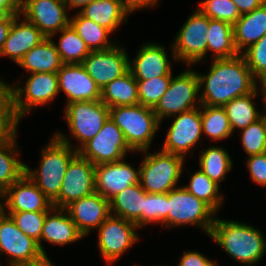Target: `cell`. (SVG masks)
<instances>
[{
  "instance_id": "1",
  "label": "cell",
  "mask_w": 266,
  "mask_h": 266,
  "mask_svg": "<svg viewBox=\"0 0 266 266\" xmlns=\"http://www.w3.org/2000/svg\"><path fill=\"white\" fill-rule=\"evenodd\" d=\"M197 75L201 105L223 107L236 97L252 93L260 84L241 54L229 59H212L208 73L197 72Z\"/></svg>"
},
{
  "instance_id": "2",
  "label": "cell",
  "mask_w": 266,
  "mask_h": 266,
  "mask_svg": "<svg viewBox=\"0 0 266 266\" xmlns=\"http://www.w3.org/2000/svg\"><path fill=\"white\" fill-rule=\"evenodd\" d=\"M211 237L227 255L240 264L255 266L266 251L263 233L252 225L215 217Z\"/></svg>"
},
{
  "instance_id": "3",
  "label": "cell",
  "mask_w": 266,
  "mask_h": 266,
  "mask_svg": "<svg viewBox=\"0 0 266 266\" xmlns=\"http://www.w3.org/2000/svg\"><path fill=\"white\" fill-rule=\"evenodd\" d=\"M55 133L41 151V162L37 170L25 164V175L51 202L59 195L66 170L71 160L78 154L67 135L62 132Z\"/></svg>"
},
{
  "instance_id": "4",
  "label": "cell",
  "mask_w": 266,
  "mask_h": 266,
  "mask_svg": "<svg viewBox=\"0 0 266 266\" xmlns=\"http://www.w3.org/2000/svg\"><path fill=\"white\" fill-rule=\"evenodd\" d=\"M109 118L123 132L127 145L138 153L150 150L161 124L154 110L141 104L111 107Z\"/></svg>"
},
{
  "instance_id": "5",
  "label": "cell",
  "mask_w": 266,
  "mask_h": 266,
  "mask_svg": "<svg viewBox=\"0 0 266 266\" xmlns=\"http://www.w3.org/2000/svg\"><path fill=\"white\" fill-rule=\"evenodd\" d=\"M144 158L139 166V183L147 193L162 194L177 188L183 172V156L164 151H140Z\"/></svg>"
},
{
  "instance_id": "6",
  "label": "cell",
  "mask_w": 266,
  "mask_h": 266,
  "mask_svg": "<svg viewBox=\"0 0 266 266\" xmlns=\"http://www.w3.org/2000/svg\"><path fill=\"white\" fill-rule=\"evenodd\" d=\"M215 214L207 204L182 186L168 192L166 228L193 225L209 236Z\"/></svg>"
},
{
  "instance_id": "7",
  "label": "cell",
  "mask_w": 266,
  "mask_h": 266,
  "mask_svg": "<svg viewBox=\"0 0 266 266\" xmlns=\"http://www.w3.org/2000/svg\"><path fill=\"white\" fill-rule=\"evenodd\" d=\"M199 89L197 71L187 68L175 77L172 75L168 89L153 109L160 123L165 118L175 117L200 106Z\"/></svg>"
},
{
  "instance_id": "8",
  "label": "cell",
  "mask_w": 266,
  "mask_h": 266,
  "mask_svg": "<svg viewBox=\"0 0 266 266\" xmlns=\"http://www.w3.org/2000/svg\"><path fill=\"white\" fill-rule=\"evenodd\" d=\"M209 31V18L198 9L188 17L174 38L171 46L172 58L175 62L182 61L187 64L197 65L207 58V42Z\"/></svg>"
},
{
  "instance_id": "9",
  "label": "cell",
  "mask_w": 266,
  "mask_h": 266,
  "mask_svg": "<svg viewBox=\"0 0 266 266\" xmlns=\"http://www.w3.org/2000/svg\"><path fill=\"white\" fill-rule=\"evenodd\" d=\"M21 82L11 84L14 110L21 120L28 112L38 106L53 101L59 94L57 73H31L24 87Z\"/></svg>"
},
{
  "instance_id": "10",
  "label": "cell",
  "mask_w": 266,
  "mask_h": 266,
  "mask_svg": "<svg viewBox=\"0 0 266 266\" xmlns=\"http://www.w3.org/2000/svg\"><path fill=\"white\" fill-rule=\"evenodd\" d=\"M64 114L71 136L79 142L78 150L101 130L109 108L101 100L74 102L66 105Z\"/></svg>"
},
{
  "instance_id": "11",
  "label": "cell",
  "mask_w": 266,
  "mask_h": 266,
  "mask_svg": "<svg viewBox=\"0 0 266 266\" xmlns=\"http://www.w3.org/2000/svg\"><path fill=\"white\" fill-rule=\"evenodd\" d=\"M10 266H30L46 259L37 241L25 235L9 215L0 218V255Z\"/></svg>"
},
{
  "instance_id": "12",
  "label": "cell",
  "mask_w": 266,
  "mask_h": 266,
  "mask_svg": "<svg viewBox=\"0 0 266 266\" xmlns=\"http://www.w3.org/2000/svg\"><path fill=\"white\" fill-rule=\"evenodd\" d=\"M77 152L96 166L121 161L128 152L134 151L127 145L123 132L108 118L98 134Z\"/></svg>"
},
{
  "instance_id": "13",
  "label": "cell",
  "mask_w": 266,
  "mask_h": 266,
  "mask_svg": "<svg viewBox=\"0 0 266 266\" xmlns=\"http://www.w3.org/2000/svg\"><path fill=\"white\" fill-rule=\"evenodd\" d=\"M137 229L134 222L112 215L97 229L99 252L108 266L139 241Z\"/></svg>"
},
{
  "instance_id": "14",
  "label": "cell",
  "mask_w": 266,
  "mask_h": 266,
  "mask_svg": "<svg viewBox=\"0 0 266 266\" xmlns=\"http://www.w3.org/2000/svg\"><path fill=\"white\" fill-rule=\"evenodd\" d=\"M67 10L64 0H22L20 15L53 40L56 33L70 24Z\"/></svg>"
},
{
  "instance_id": "15",
  "label": "cell",
  "mask_w": 266,
  "mask_h": 266,
  "mask_svg": "<svg viewBox=\"0 0 266 266\" xmlns=\"http://www.w3.org/2000/svg\"><path fill=\"white\" fill-rule=\"evenodd\" d=\"M95 165L77 154L70 162L59 195L52 201L53 207L65 208L67 205L95 192Z\"/></svg>"
},
{
  "instance_id": "16",
  "label": "cell",
  "mask_w": 266,
  "mask_h": 266,
  "mask_svg": "<svg viewBox=\"0 0 266 266\" xmlns=\"http://www.w3.org/2000/svg\"><path fill=\"white\" fill-rule=\"evenodd\" d=\"M166 134L161 150L186 158L203 135L200 106L178 114Z\"/></svg>"
},
{
  "instance_id": "17",
  "label": "cell",
  "mask_w": 266,
  "mask_h": 266,
  "mask_svg": "<svg viewBox=\"0 0 266 266\" xmlns=\"http://www.w3.org/2000/svg\"><path fill=\"white\" fill-rule=\"evenodd\" d=\"M81 64L102 90L108 83L129 71V56L125 48L116 44L107 50L91 51Z\"/></svg>"
},
{
  "instance_id": "18",
  "label": "cell",
  "mask_w": 266,
  "mask_h": 266,
  "mask_svg": "<svg viewBox=\"0 0 266 266\" xmlns=\"http://www.w3.org/2000/svg\"><path fill=\"white\" fill-rule=\"evenodd\" d=\"M140 169L123 160L95 166V192L110 200L127 187L139 183Z\"/></svg>"
},
{
  "instance_id": "19",
  "label": "cell",
  "mask_w": 266,
  "mask_h": 266,
  "mask_svg": "<svg viewBox=\"0 0 266 266\" xmlns=\"http://www.w3.org/2000/svg\"><path fill=\"white\" fill-rule=\"evenodd\" d=\"M59 93L64 92L66 104L82 101H97L101 90L81 63L63 64L57 72Z\"/></svg>"
},
{
  "instance_id": "20",
  "label": "cell",
  "mask_w": 266,
  "mask_h": 266,
  "mask_svg": "<svg viewBox=\"0 0 266 266\" xmlns=\"http://www.w3.org/2000/svg\"><path fill=\"white\" fill-rule=\"evenodd\" d=\"M64 209L84 237H87L91 230L98 229L111 215L109 200L96 192L73 201Z\"/></svg>"
},
{
  "instance_id": "21",
  "label": "cell",
  "mask_w": 266,
  "mask_h": 266,
  "mask_svg": "<svg viewBox=\"0 0 266 266\" xmlns=\"http://www.w3.org/2000/svg\"><path fill=\"white\" fill-rule=\"evenodd\" d=\"M168 51L159 43H144L134 59L129 60V71L137 81L150 80L159 76H172Z\"/></svg>"
},
{
  "instance_id": "22",
  "label": "cell",
  "mask_w": 266,
  "mask_h": 266,
  "mask_svg": "<svg viewBox=\"0 0 266 266\" xmlns=\"http://www.w3.org/2000/svg\"><path fill=\"white\" fill-rule=\"evenodd\" d=\"M7 212H48L52 202L25 174L6 190Z\"/></svg>"
},
{
  "instance_id": "23",
  "label": "cell",
  "mask_w": 266,
  "mask_h": 266,
  "mask_svg": "<svg viewBox=\"0 0 266 266\" xmlns=\"http://www.w3.org/2000/svg\"><path fill=\"white\" fill-rule=\"evenodd\" d=\"M83 238L84 236L77 230L75 223L64 208L52 207L47 212L40 239V249L46 258L49 257L42 245L43 241L64 246Z\"/></svg>"
},
{
  "instance_id": "24",
  "label": "cell",
  "mask_w": 266,
  "mask_h": 266,
  "mask_svg": "<svg viewBox=\"0 0 266 266\" xmlns=\"http://www.w3.org/2000/svg\"><path fill=\"white\" fill-rule=\"evenodd\" d=\"M20 19V14L14 19L10 28L9 35L3 44L0 56H7L16 64L23 56L33 47L38 45L46 38L35 25L23 17Z\"/></svg>"
},
{
  "instance_id": "25",
  "label": "cell",
  "mask_w": 266,
  "mask_h": 266,
  "mask_svg": "<svg viewBox=\"0 0 266 266\" xmlns=\"http://www.w3.org/2000/svg\"><path fill=\"white\" fill-rule=\"evenodd\" d=\"M147 192L140 183L131 185L109 200L112 216L134 222L144 227V198Z\"/></svg>"
},
{
  "instance_id": "26",
  "label": "cell",
  "mask_w": 266,
  "mask_h": 266,
  "mask_svg": "<svg viewBox=\"0 0 266 266\" xmlns=\"http://www.w3.org/2000/svg\"><path fill=\"white\" fill-rule=\"evenodd\" d=\"M265 34L266 4H262L249 13L242 14L233 24L234 44L239 54L259 41Z\"/></svg>"
},
{
  "instance_id": "27",
  "label": "cell",
  "mask_w": 266,
  "mask_h": 266,
  "mask_svg": "<svg viewBox=\"0 0 266 266\" xmlns=\"http://www.w3.org/2000/svg\"><path fill=\"white\" fill-rule=\"evenodd\" d=\"M63 64L55 41L44 38L28 51L17 65L30 73H57Z\"/></svg>"
},
{
  "instance_id": "28",
  "label": "cell",
  "mask_w": 266,
  "mask_h": 266,
  "mask_svg": "<svg viewBox=\"0 0 266 266\" xmlns=\"http://www.w3.org/2000/svg\"><path fill=\"white\" fill-rule=\"evenodd\" d=\"M78 13L89 20L94 21L112 33L127 22L128 13L122 8L119 0H93L83 7Z\"/></svg>"
},
{
  "instance_id": "29",
  "label": "cell",
  "mask_w": 266,
  "mask_h": 266,
  "mask_svg": "<svg viewBox=\"0 0 266 266\" xmlns=\"http://www.w3.org/2000/svg\"><path fill=\"white\" fill-rule=\"evenodd\" d=\"M100 100L108 108L139 104L137 80L128 71L101 90Z\"/></svg>"
},
{
  "instance_id": "30",
  "label": "cell",
  "mask_w": 266,
  "mask_h": 266,
  "mask_svg": "<svg viewBox=\"0 0 266 266\" xmlns=\"http://www.w3.org/2000/svg\"><path fill=\"white\" fill-rule=\"evenodd\" d=\"M259 90L262 92L261 87H257L252 93L236 97L223 106L233 132L246 128L265 114L257 110L253 101L259 95Z\"/></svg>"
},
{
  "instance_id": "31",
  "label": "cell",
  "mask_w": 266,
  "mask_h": 266,
  "mask_svg": "<svg viewBox=\"0 0 266 266\" xmlns=\"http://www.w3.org/2000/svg\"><path fill=\"white\" fill-rule=\"evenodd\" d=\"M212 59H229L239 55L234 44L233 25L220 20L209 19L207 53Z\"/></svg>"
},
{
  "instance_id": "32",
  "label": "cell",
  "mask_w": 266,
  "mask_h": 266,
  "mask_svg": "<svg viewBox=\"0 0 266 266\" xmlns=\"http://www.w3.org/2000/svg\"><path fill=\"white\" fill-rule=\"evenodd\" d=\"M69 25L78 33L90 51L107 50L117 44L109 40V35L112 34L110 30L82 17L79 13H76L72 18L70 16Z\"/></svg>"
},
{
  "instance_id": "33",
  "label": "cell",
  "mask_w": 266,
  "mask_h": 266,
  "mask_svg": "<svg viewBox=\"0 0 266 266\" xmlns=\"http://www.w3.org/2000/svg\"><path fill=\"white\" fill-rule=\"evenodd\" d=\"M17 136L0 140V188L7 189L25 174V163L17 158Z\"/></svg>"
},
{
  "instance_id": "34",
  "label": "cell",
  "mask_w": 266,
  "mask_h": 266,
  "mask_svg": "<svg viewBox=\"0 0 266 266\" xmlns=\"http://www.w3.org/2000/svg\"><path fill=\"white\" fill-rule=\"evenodd\" d=\"M201 151L199 156L200 169L219 185L233 167L232 158L228 151L220 146H210Z\"/></svg>"
},
{
  "instance_id": "35",
  "label": "cell",
  "mask_w": 266,
  "mask_h": 266,
  "mask_svg": "<svg viewBox=\"0 0 266 266\" xmlns=\"http://www.w3.org/2000/svg\"><path fill=\"white\" fill-rule=\"evenodd\" d=\"M188 192L207 204L216 214L224 202V195L220 193V185L212 181L201 169L194 172L189 184L182 186Z\"/></svg>"
},
{
  "instance_id": "36",
  "label": "cell",
  "mask_w": 266,
  "mask_h": 266,
  "mask_svg": "<svg viewBox=\"0 0 266 266\" xmlns=\"http://www.w3.org/2000/svg\"><path fill=\"white\" fill-rule=\"evenodd\" d=\"M200 111L203 135L215 142L232 136L233 130L223 107L200 105Z\"/></svg>"
},
{
  "instance_id": "37",
  "label": "cell",
  "mask_w": 266,
  "mask_h": 266,
  "mask_svg": "<svg viewBox=\"0 0 266 266\" xmlns=\"http://www.w3.org/2000/svg\"><path fill=\"white\" fill-rule=\"evenodd\" d=\"M59 42L55 47L64 64H78L91 52L86 43L80 38L78 33L69 25L58 32Z\"/></svg>"
},
{
  "instance_id": "38",
  "label": "cell",
  "mask_w": 266,
  "mask_h": 266,
  "mask_svg": "<svg viewBox=\"0 0 266 266\" xmlns=\"http://www.w3.org/2000/svg\"><path fill=\"white\" fill-rule=\"evenodd\" d=\"M19 122L14 110L11 85L0 80V140L14 139Z\"/></svg>"
},
{
  "instance_id": "39",
  "label": "cell",
  "mask_w": 266,
  "mask_h": 266,
  "mask_svg": "<svg viewBox=\"0 0 266 266\" xmlns=\"http://www.w3.org/2000/svg\"><path fill=\"white\" fill-rule=\"evenodd\" d=\"M241 131L240 140L248 156L266 153V112Z\"/></svg>"
},
{
  "instance_id": "40",
  "label": "cell",
  "mask_w": 266,
  "mask_h": 266,
  "mask_svg": "<svg viewBox=\"0 0 266 266\" xmlns=\"http://www.w3.org/2000/svg\"><path fill=\"white\" fill-rule=\"evenodd\" d=\"M197 9L209 19L225 21L232 25L241 17L232 0H203Z\"/></svg>"
},
{
  "instance_id": "41",
  "label": "cell",
  "mask_w": 266,
  "mask_h": 266,
  "mask_svg": "<svg viewBox=\"0 0 266 266\" xmlns=\"http://www.w3.org/2000/svg\"><path fill=\"white\" fill-rule=\"evenodd\" d=\"M172 76H159L150 80L137 81L139 104L154 109L168 89Z\"/></svg>"
},
{
  "instance_id": "42",
  "label": "cell",
  "mask_w": 266,
  "mask_h": 266,
  "mask_svg": "<svg viewBox=\"0 0 266 266\" xmlns=\"http://www.w3.org/2000/svg\"><path fill=\"white\" fill-rule=\"evenodd\" d=\"M47 212H7L17 227L27 236L38 242Z\"/></svg>"
},
{
  "instance_id": "43",
  "label": "cell",
  "mask_w": 266,
  "mask_h": 266,
  "mask_svg": "<svg viewBox=\"0 0 266 266\" xmlns=\"http://www.w3.org/2000/svg\"><path fill=\"white\" fill-rule=\"evenodd\" d=\"M241 55L246 60L254 78L262 82L266 78V34L245 49Z\"/></svg>"
},
{
  "instance_id": "44",
  "label": "cell",
  "mask_w": 266,
  "mask_h": 266,
  "mask_svg": "<svg viewBox=\"0 0 266 266\" xmlns=\"http://www.w3.org/2000/svg\"><path fill=\"white\" fill-rule=\"evenodd\" d=\"M168 193H147L144 198V227L151 223H161L165 226L167 217Z\"/></svg>"
},
{
  "instance_id": "45",
  "label": "cell",
  "mask_w": 266,
  "mask_h": 266,
  "mask_svg": "<svg viewBox=\"0 0 266 266\" xmlns=\"http://www.w3.org/2000/svg\"><path fill=\"white\" fill-rule=\"evenodd\" d=\"M245 163L253 182L266 187V153L248 156Z\"/></svg>"
},
{
  "instance_id": "46",
  "label": "cell",
  "mask_w": 266,
  "mask_h": 266,
  "mask_svg": "<svg viewBox=\"0 0 266 266\" xmlns=\"http://www.w3.org/2000/svg\"><path fill=\"white\" fill-rule=\"evenodd\" d=\"M177 266H218L216 261L208 259L205 255L198 251H185L180 257Z\"/></svg>"
},
{
  "instance_id": "47",
  "label": "cell",
  "mask_w": 266,
  "mask_h": 266,
  "mask_svg": "<svg viewBox=\"0 0 266 266\" xmlns=\"http://www.w3.org/2000/svg\"><path fill=\"white\" fill-rule=\"evenodd\" d=\"M122 8L130 15L132 12L140 9H148L159 5L160 0H119Z\"/></svg>"
},
{
  "instance_id": "48",
  "label": "cell",
  "mask_w": 266,
  "mask_h": 266,
  "mask_svg": "<svg viewBox=\"0 0 266 266\" xmlns=\"http://www.w3.org/2000/svg\"><path fill=\"white\" fill-rule=\"evenodd\" d=\"M21 7L22 0H0V16L19 15Z\"/></svg>"
},
{
  "instance_id": "49",
  "label": "cell",
  "mask_w": 266,
  "mask_h": 266,
  "mask_svg": "<svg viewBox=\"0 0 266 266\" xmlns=\"http://www.w3.org/2000/svg\"><path fill=\"white\" fill-rule=\"evenodd\" d=\"M17 16L18 15L0 16V52L9 35L12 23Z\"/></svg>"
},
{
  "instance_id": "50",
  "label": "cell",
  "mask_w": 266,
  "mask_h": 266,
  "mask_svg": "<svg viewBox=\"0 0 266 266\" xmlns=\"http://www.w3.org/2000/svg\"><path fill=\"white\" fill-rule=\"evenodd\" d=\"M237 6L240 14H245L253 11L263 3L261 0H232Z\"/></svg>"
},
{
  "instance_id": "51",
  "label": "cell",
  "mask_w": 266,
  "mask_h": 266,
  "mask_svg": "<svg viewBox=\"0 0 266 266\" xmlns=\"http://www.w3.org/2000/svg\"><path fill=\"white\" fill-rule=\"evenodd\" d=\"M93 0H64L67 5L68 10L70 9H79L81 10L83 7L91 3Z\"/></svg>"
},
{
  "instance_id": "52",
  "label": "cell",
  "mask_w": 266,
  "mask_h": 266,
  "mask_svg": "<svg viewBox=\"0 0 266 266\" xmlns=\"http://www.w3.org/2000/svg\"><path fill=\"white\" fill-rule=\"evenodd\" d=\"M0 197H1L0 199H2V201L0 200V218H2V217H4L7 214V211H6V191H5V189L0 188Z\"/></svg>"
},
{
  "instance_id": "53",
  "label": "cell",
  "mask_w": 266,
  "mask_h": 266,
  "mask_svg": "<svg viewBox=\"0 0 266 266\" xmlns=\"http://www.w3.org/2000/svg\"><path fill=\"white\" fill-rule=\"evenodd\" d=\"M259 85L262 89V93H261V95L263 96L262 101L264 102L263 105L265 106L264 109L266 110V78L262 82H260Z\"/></svg>"
},
{
  "instance_id": "54",
  "label": "cell",
  "mask_w": 266,
  "mask_h": 266,
  "mask_svg": "<svg viewBox=\"0 0 266 266\" xmlns=\"http://www.w3.org/2000/svg\"><path fill=\"white\" fill-rule=\"evenodd\" d=\"M30 266H55V265L52 263L50 258H46L44 261H42L38 264L30 265Z\"/></svg>"
},
{
  "instance_id": "55",
  "label": "cell",
  "mask_w": 266,
  "mask_h": 266,
  "mask_svg": "<svg viewBox=\"0 0 266 266\" xmlns=\"http://www.w3.org/2000/svg\"><path fill=\"white\" fill-rule=\"evenodd\" d=\"M261 2H262L263 4H266V0H261Z\"/></svg>"
}]
</instances>
